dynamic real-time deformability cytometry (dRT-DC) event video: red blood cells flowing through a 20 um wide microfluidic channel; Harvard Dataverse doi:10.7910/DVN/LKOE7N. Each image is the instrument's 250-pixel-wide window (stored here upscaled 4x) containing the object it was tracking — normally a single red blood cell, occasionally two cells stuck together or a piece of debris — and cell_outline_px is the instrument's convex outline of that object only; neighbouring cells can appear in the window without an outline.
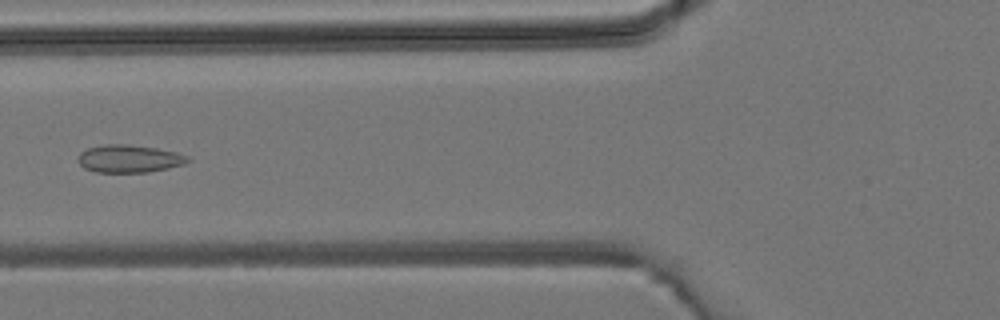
{"species": "common noctule bat (a hibernating species)", "species_latin": "Nyctalus noctula", "temperature_condition": "room temperature", "stored_images_in_passage": 4, "camera_frame_rate_fps": 3000, "um_per_image_px": 0.085, "animal": {"sex": "male", "body_mass_g": 19.2, "forearm_length_mm": 51.8}, "frame": {"image": 1, "passage_image": 4, "time_ms": 4.333, "image_size_px": [1000, 320], "cell_outline_px": [[192, 160], [184, 164], [168, 168], [148, 172], [96, 172], [84, 168], [76, 160], [80, 152], [88, 148], [104, 144], [128, 144], [156, 148], [176, 152], [188, 156]], "centroid_in_image_um": [10.97, 13.48], "position_along_channel_um": 114.8, "area_um2": 17.8}}